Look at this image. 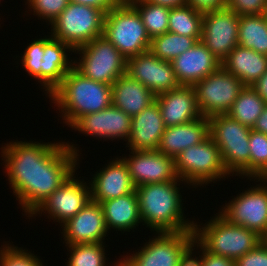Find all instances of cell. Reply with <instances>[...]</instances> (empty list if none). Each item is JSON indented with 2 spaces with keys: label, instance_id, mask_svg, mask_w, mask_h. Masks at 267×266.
<instances>
[{
  "label": "cell",
  "instance_id": "cell-1",
  "mask_svg": "<svg viewBox=\"0 0 267 266\" xmlns=\"http://www.w3.org/2000/svg\"><path fill=\"white\" fill-rule=\"evenodd\" d=\"M76 148L68 142L16 140L1 148L9 184L27 217L75 172Z\"/></svg>",
  "mask_w": 267,
  "mask_h": 266
},
{
  "label": "cell",
  "instance_id": "cell-2",
  "mask_svg": "<svg viewBox=\"0 0 267 266\" xmlns=\"http://www.w3.org/2000/svg\"><path fill=\"white\" fill-rule=\"evenodd\" d=\"M181 181L150 183L136 187L140 218L144 222L142 225L149 226L157 233L194 230L195 222L185 220L183 216L182 196L180 188L177 187Z\"/></svg>",
  "mask_w": 267,
  "mask_h": 266
},
{
  "label": "cell",
  "instance_id": "cell-3",
  "mask_svg": "<svg viewBox=\"0 0 267 266\" xmlns=\"http://www.w3.org/2000/svg\"><path fill=\"white\" fill-rule=\"evenodd\" d=\"M49 98L70 127L79 117L111 106L112 85L89 79L73 67Z\"/></svg>",
  "mask_w": 267,
  "mask_h": 266
},
{
  "label": "cell",
  "instance_id": "cell-4",
  "mask_svg": "<svg viewBox=\"0 0 267 266\" xmlns=\"http://www.w3.org/2000/svg\"><path fill=\"white\" fill-rule=\"evenodd\" d=\"M204 226V227H203ZM203 226L194 225L195 239L209 253L236 261L264 239L256 232L228 222L219 213Z\"/></svg>",
  "mask_w": 267,
  "mask_h": 266
},
{
  "label": "cell",
  "instance_id": "cell-5",
  "mask_svg": "<svg viewBox=\"0 0 267 266\" xmlns=\"http://www.w3.org/2000/svg\"><path fill=\"white\" fill-rule=\"evenodd\" d=\"M208 120L209 135L218 145L227 172L230 176L235 174L249 179L248 145L251 128L242 125L227 114L212 115Z\"/></svg>",
  "mask_w": 267,
  "mask_h": 266
},
{
  "label": "cell",
  "instance_id": "cell-6",
  "mask_svg": "<svg viewBox=\"0 0 267 266\" xmlns=\"http://www.w3.org/2000/svg\"><path fill=\"white\" fill-rule=\"evenodd\" d=\"M103 35L126 59L149 51L151 38L138 11L127 0L105 14Z\"/></svg>",
  "mask_w": 267,
  "mask_h": 266
},
{
  "label": "cell",
  "instance_id": "cell-7",
  "mask_svg": "<svg viewBox=\"0 0 267 266\" xmlns=\"http://www.w3.org/2000/svg\"><path fill=\"white\" fill-rule=\"evenodd\" d=\"M105 14L92 6L69 3L51 23V36L76 50L103 36Z\"/></svg>",
  "mask_w": 267,
  "mask_h": 266
},
{
  "label": "cell",
  "instance_id": "cell-8",
  "mask_svg": "<svg viewBox=\"0 0 267 266\" xmlns=\"http://www.w3.org/2000/svg\"><path fill=\"white\" fill-rule=\"evenodd\" d=\"M175 170L182 182L202 186L230 175L225 169L218 145L209 136L200 144L184 149L174 158Z\"/></svg>",
  "mask_w": 267,
  "mask_h": 266
},
{
  "label": "cell",
  "instance_id": "cell-9",
  "mask_svg": "<svg viewBox=\"0 0 267 266\" xmlns=\"http://www.w3.org/2000/svg\"><path fill=\"white\" fill-rule=\"evenodd\" d=\"M76 51L81 55L79 62L74 60L73 67L89 79L113 85L118 77L126 74L127 59L104 35Z\"/></svg>",
  "mask_w": 267,
  "mask_h": 266
},
{
  "label": "cell",
  "instance_id": "cell-10",
  "mask_svg": "<svg viewBox=\"0 0 267 266\" xmlns=\"http://www.w3.org/2000/svg\"><path fill=\"white\" fill-rule=\"evenodd\" d=\"M197 107L203 117L226 114L245 87L222 65L194 85Z\"/></svg>",
  "mask_w": 267,
  "mask_h": 266
},
{
  "label": "cell",
  "instance_id": "cell-11",
  "mask_svg": "<svg viewBox=\"0 0 267 266\" xmlns=\"http://www.w3.org/2000/svg\"><path fill=\"white\" fill-rule=\"evenodd\" d=\"M156 234L138 252L119 259L120 266H178L181 252L195 238L194 230Z\"/></svg>",
  "mask_w": 267,
  "mask_h": 266
},
{
  "label": "cell",
  "instance_id": "cell-12",
  "mask_svg": "<svg viewBox=\"0 0 267 266\" xmlns=\"http://www.w3.org/2000/svg\"><path fill=\"white\" fill-rule=\"evenodd\" d=\"M222 208L219 214L228 222L267 238V187L261 182L243 191Z\"/></svg>",
  "mask_w": 267,
  "mask_h": 266
},
{
  "label": "cell",
  "instance_id": "cell-13",
  "mask_svg": "<svg viewBox=\"0 0 267 266\" xmlns=\"http://www.w3.org/2000/svg\"><path fill=\"white\" fill-rule=\"evenodd\" d=\"M239 17L227 7L203 12L201 41L221 63L238 45Z\"/></svg>",
  "mask_w": 267,
  "mask_h": 266
},
{
  "label": "cell",
  "instance_id": "cell-14",
  "mask_svg": "<svg viewBox=\"0 0 267 266\" xmlns=\"http://www.w3.org/2000/svg\"><path fill=\"white\" fill-rule=\"evenodd\" d=\"M73 172L68 179L45 199L29 216L42 212L59 224L74 217L91 200V188L86 182L75 179Z\"/></svg>",
  "mask_w": 267,
  "mask_h": 266
},
{
  "label": "cell",
  "instance_id": "cell-15",
  "mask_svg": "<svg viewBox=\"0 0 267 266\" xmlns=\"http://www.w3.org/2000/svg\"><path fill=\"white\" fill-rule=\"evenodd\" d=\"M129 158L122 159L127 164L135 187L150 183H161L178 178L174 159L157 150H131Z\"/></svg>",
  "mask_w": 267,
  "mask_h": 266
},
{
  "label": "cell",
  "instance_id": "cell-16",
  "mask_svg": "<svg viewBox=\"0 0 267 266\" xmlns=\"http://www.w3.org/2000/svg\"><path fill=\"white\" fill-rule=\"evenodd\" d=\"M126 73L149 88L155 96L179 86L172 63L157 58L150 51L128 58Z\"/></svg>",
  "mask_w": 267,
  "mask_h": 266
},
{
  "label": "cell",
  "instance_id": "cell-17",
  "mask_svg": "<svg viewBox=\"0 0 267 266\" xmlns=\"http://www.w3.org/2000/svg\"><path fill=\"white\" fill-rule=\"evenodd\" d=\"M62 225L67 245L103 243L108 229L100 203L90 200L74 217Z\"/></svg>",
  "mask_w": 267,
  "mask_h": 266
},
{
  "label": "cell",
  "instance_id": "cell-18",
  "mask_svg": "<svg viewBox=\"0 0 267 266\" xmlns=\"http://www.w3.org/2000/svg\"><path fill=\"white\" fill-rule=\"evenodd\" d=\"M131 120L132 117L111 105L102 111L79 117L70 127L99 139L119 138L127 141L131 133Z\"/></svg>",
  "mask_w": 267,
  "mask_h": 266
},
{
  "label": "cell",
  "instance_id": "cell-19",
  "mask_svg": "<svg viewBox=\"0 0 267 266\" xmlns=\"http://www.w3.org/2000/svg\"><path fill=\"white\" fill-rule=\"evenodd\" d=\"M89 184L91 200L101 203L106 200L118 198L136 190L127 164L122 158H116L93 175Z\"/></svg>",
  "mask_w": 267,
  "mask_h": 266
},
{
  "label": "cell",
  "instance_id": "cell-20",
  "mask_svg": "<svg viewBox=\"0 0 267 266\" xmlns=\"http://www.w3.org/2000/svg\"><path fill=\"white\" fill-rule=\"evenodd\" d=\"M167 127L192 122L202 117L197 107L193 85H179L155 97Z\"/></svg>",
  "mask_w": 267,
  "mask_h": 266
},
{
  "label": "cell",
  "instance_id": "cell-21",
  "mask_svg": "<svg viewBox=\"0 0 267 266\" xmlns=\"http://www.w3.org/2000/svg\"><path fill=\"white\" fill-rule=\"evenodd\" d=\"M171 63L179 85H194L221 66L201 40Z\"/></svg>",
  "mask_w": 267,
  "mask_h": 266
},
{
  "label": "cell",
  "instance_id": "cell-22",
  "mask_svg": "<svg viewBox=\"0 0 267 266\" xmlns=\"http://www.w3.org/2000/svg\"><path fill=\"white\" fill-rule=\"evenodd\" d=\"M166 126L155 100L132 117L131 133L127 140L129 150H157Z\"/></svg>",
  "mask_w": 267,
  "mask_h": 266
},
{
  "label": "cell",
  "instance_id": "cell-23",
  "mask_svg": "<svg viewBox=\"0 0 267 266\" xmlns=\"http://www.w3.org/2000/svg\"><path fill=\"white\" fill-rule=\"evenodd\" d=\"M208 117L167 127L161 136L157 151L176 158L184 149L200 144L209 137Z\"/></svg>",
  "mask_w": 267,
  "mask_h": 266
},
{
  "label": "cell",
  "instance_id": "cell-24",
  "mask_svg": "<svg viewBox=\"0 0 267 266\" xmlns=\"http://www.w3.org/2000/svg\"><path fill=\"white\" fill-rule=\"evenodd\" d=\"M74 50L66 43L51 37L44 45L42 56L41 84L48 96L61 84L66 74L73 68L66 52ZM72 62V63H71Z\"/></svg>",
  "mask_w": 267,
  "mask_h": 266
},
{
  "label": "cell",
  "instance_id": "cell-25",
  "mask_svg": "<svg viewBox=\"0 0 267 266\" xmlns=\"http://www.w3.org/2000/svg\"><path fill=\"white\" fill-rule=\"evenodd\" d=\"M155 97L149 88L132 79L127 73L118 77L112 85V105L130 117L152 104Z\"/></svg>",
  "mask_w": 267,
  "mask_h": 266
},
{
  "label": "cell",
  "instance_id": "cell-26",
  "mask_svg": "<svg viewBox=\"0 0 267 266\" xmlns=\"http://www.w3.org/2000/svg\"><path fill=\"white\" fill-rule=\"evenodd\" d=\"M221 65L245 86H251L267 71V56L237 45Z\"/></svg>",
  "mask_w": 267,
  "mask_h": 266
},
{
  "label": "cell",
  "instance_id": "cell-27",
  "mask_svg": "<svg viewBox=\"0 0 267 266\" xmlns=\"http://www.w3.org/2000/svg\"><path fill=\"white\" fill-rule=\"evenodd\" d=\"M103 207L106 227L116 231H130L141 223L136 191L106 200L100 203Z\"/></svg>",
  "mask_w": 267,
  "mask_h": 266
},
{
  "label": "cell",
  "instance_id": "cell-28",
  "mask_svg": "<svg viewBox=\"0 0 267 266\" xmlns=\"http://www.w3.org/2000/svg\"><path fill=\"white\" fill-rule=\"evenodd\" d=\"M238 45L267 56L266 13L239 17Z\"/></svg>",
  "mask_w": 267,
  "mask_h": 266
},
{
  "label": "cell",
  "instance_id": "cell-29",
  "mask_svg": "<svg viewBox=\"0 0 267 266\" xmlns=\"http://www.w3.org/2000/svg\"><path fill=\"white\" fill-rule=\"evenodd\" d=\"M266 104L251 86H245L226 114L252 129Z\"/></svg>",
  "mask_w": 267,
  "mask_h": 266
},
{
  "label": "cell",
  "instance_id": "cell-30",
  "mask_svg": "<svg viewBox=\"0 0 267 266\" xmlns=\"http://www.w3.org/2000/svg\"><path fill=\"white\" fill-rule=\"evenodd\" d=\"M201 37H187L166 32L151 39L149 51L161 60L172 62L180 54L192 48Z\"/></svg>",
  "mask_w": 267,
  "mask_h": 266
},
{
  "label": "cell",
  "instance_id": "cell-31",
  "mask_svg": "<svg viewBox=\"0 0 267 266\" xmlns=\"http://www.w3.org/2000/svg\"><path fill=\"white\" fill-rule=\"evenodd\" d=\"M203 12L191 5L170 8L168 32L187 37H202Z\"/></svg>",
  "mask_w": 267,
  "mask_h": 266
},
{
  "label": "cell",
  "instance_id": "cell-32",
  "mask_svg": "<svg viewBox=\"0 0 267 266\" xmlns=\"http://www.w3.org/2000/svg\"><path fill=\"white\" fill-rule=\"evenodd\" d=\"M139 13L151 39L168 32L170 8L145 0H127Z\"/></svg>",
  "mask_w": 267,
  "mask_h": 266
},
{
  "label": "cell",
  "instance_id": "cell-33",
  "mask_svg": "<svg viewBox=\"0 0 267 266\" xmlns=\"http://www.w3.org/2000/svg\"><path fill=\"white\" fill-rule=\"evenodd\" d=\"M104 243H85L65 245L69 248L70 257L67 266H106ZM120 266V261L114 263Z\"/></svg>",
  "mask_w": 267,
  "mask_h": 266
},
{
  "label": "cell",
  "instance_id": "cell-34",
  "mask_svg": "<svg viewBox=\"0 0 267 266\" xmlns=\"http://www.w3.org/2000/svg\"><path fill=\"white\" fill-rule=\"evenodd\" d=\"M248 146L250 150L249 178L252 180L267 167V134L251 129Z\"/></svg>",
  "mask_w": 267,
  "mask_h": 266
},
{
  "label": "cell",
  "instance_id": "cell-35",
  "mask_svg": "<svg viewBox=\"0 0 267 266\" xmlns=\"http://www.w3.org/2000/svg\"><path fill=\"white\" fill-rule=\"evenodd\" d=\"M41 38L34 40L31 44L27 46L23 54L21 63L25 71L28 72L30 76H33L41 84V66H42V56L44 55V45L51 38Z\"/></svg>",
  "mask_w": 267,
  "mask_h": 266
},
{
  "label": "cell",
  "instance_id": "cell-36",
  "mask_svg": "<svg viewBox=\"0 0 267 266\" xmlns=\"http://www.w3.org/2000/svg\"><path fill=\"white\" fill-rule=\"evenodd\" d=\"M0 248V266H43L41 260L28 250L5 243Z\"/></svg>",
  "mask_w": 267,
  "mask_h": 266
},
{
  "label": "cell",
  "instance_id": "cell-37",
  "mask_svg": "<svg viewBox=\"0 0 267 266\" xmlns=\"http://www.w3.org/2000/svg\"><path fill=\"white\" fill-rule=\"evenodd\" d=\"M30 9L40 19L48 20L51 24L69 5V0H27Z\"/></svg>",
  "mask_w": 267,
  "mask_h": 266
},
{
  "label": "cell",
  "instance_id": "cell-38",
  "mask_svg": "<svg viewBox=\"0 0 267 266\" xmlns=\"http://www.w3.org/2000/svg\"><path fill=\"white\" fill-rule=\"evenodd\" d=\"M226 7L239 16L265 14L267 0H226Z\"/></svg>",
  "mask_w": 267,
  "mask_h": 266
},
{
  "label": "cell",
  "instance_id": "cell-39",
  "mask_svg": "<svg viewBox=\"0 0 267 266\" xmlns=\"http://www.w3.org/2000/svg\"><path fill=\"white\" fill-rule=\"evenodd\" d=\"M235 266H267V241L264 239L255 248L237 259Z\"/></svg>",
  "mask_w": 267,
  "mask_h": 266
},
{
  "label": "cell",
  "instance_id": "cell-40",
  "mask_svg": "<svg viewBox=\"0 0 267 266\" xmlns=\"http://www.w3.org/2000/svg\"><path fill=\"white\" fill-rule=\"evenodd\" d=\"M197 246V247H196ZM194 247V249H193ZM198 247L202 251L199 257H192V251ZM178 266H203V246L194 238L181 252Z\"/></svg>",
  "mask_w": 267,
  "mask_h": 266
},
{
  "label": "cell",
  "instance_id": "cell-41",
  "mask_svg": "<svg viewBox=\"0 0 267 266\" xmlns=\"http://www.w3.org/2000/svg\"><path fill=\"white\" fill-rule=\"evenodd\" d=\"M187 4L198 11L206 12L226 7V0H187Z\"/></svg>",
  "mask_w": 267,
  "mask_h": 266
},
{
  "label": "cell",
  "instance_id": "cell-42",
  "mask_svg": "<svg viewBox=\"0 0 267 266\" xmlns=\"http://www.w3.org/2000/svg\"><path fill=\"white\" fill-rule=\"evenodd\" d=\"M203 266H235V261L228 257L209 253L203 247Z\"/></svg>",
  "mask_w": 267,
  "mask_h": 266
},
{
  "label": "cell",
  "instance_id": "cell-43",
  "mask_svg": "<svg viewBox=\"0 0 267 266\" xmlns=\"http://www.w3.org/2000/svg\"><path fill=\"white\" fill-rule=\"evenodd\" d=\"M122 0H69L70 3L92 6L107 13L110 9L117 6Z\"/></svg>",
  "mask_w": 267,
  "mask_h": 266
},
{
  "label": "cell",
  "instance_id": "cell-44",
  "mask_svg": "<svg viewBox=\"0 0 267 266\" xmlns=\"http://www.w3.org/2000/svg\"><path fill=\"white\" fill-rule=\"evenodd\" d=\"M251 87L267 103V71Z\"/></svg>",
  "mask_w": 267,
  "mask_h": 266
},
{
  "label": "cell",
  "instance_id": "cell-45",
  "mask_svg": "<svg viewBox=\"0 0 267 266\" xmlns=\"http://www.w3.org/2000/svg\"><path fill=\"white\" fill-rule=\"evenodd\" d=\"M148 3L161 5L168 8H176L187 5V0H145Z\"/></svg>",
  "mask_w": 267,
  "mask_h": 266
},
{
  "label": "cell",
  "instance_id": "cell-46",
  "mask_svg": "<svg viewBox=\"0 0 267 266\" xmlns=\"http://www.w3.org/2000/svg\"><path fill=\"white\" fill-rule=\"evenodd\" d=\"M252 129L267 134V104Z\"/></svg>",
  "mask_w": 267,
  "mask_h": 266
},
{
  "label": "cell",
  "instance_id": "cell-47",
  "mask_svg": "<svg viewBox=\"0 0 267 266\" xmlns=\"http://www.w3.org/2000/svg\"><path fill=\"white\" fill-rule=\"evenodd\" d=\"M254 179L256 182H262V185L267 187V167L264 168Z\"/></svg>",
  "mask_w": 267,
  "mask_h": 266
}]
</instances>
